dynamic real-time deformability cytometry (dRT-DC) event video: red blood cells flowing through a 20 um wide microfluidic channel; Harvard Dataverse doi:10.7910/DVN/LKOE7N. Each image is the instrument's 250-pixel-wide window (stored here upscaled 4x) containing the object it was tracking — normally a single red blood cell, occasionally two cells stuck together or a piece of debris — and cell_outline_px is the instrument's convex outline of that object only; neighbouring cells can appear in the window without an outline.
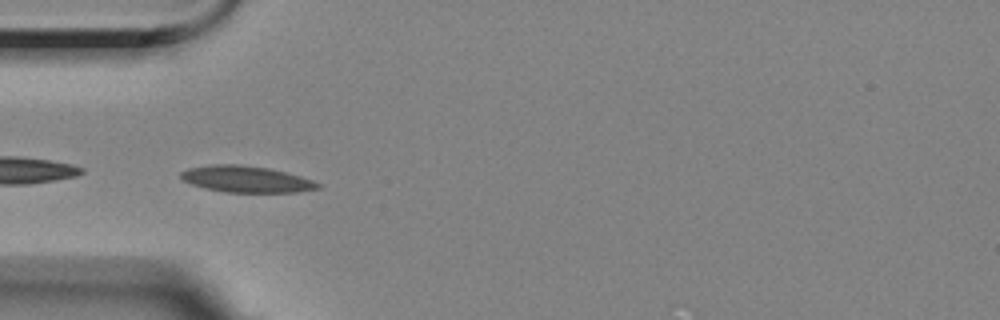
{"species": "Egyptian fruit bat (a non-hibernating species)", "species_latin": "Rousettus aegyptiacus", "temperature_condition": "room temperature", "stored_images_in_passage": 41, "camera_frame_rate_fps": 3000, "um_per_image_px": 0.085, "animal": {"sex": "female"}, "frame": {"image": 1, "passage_image": 1, "time_ms": 0.0, "image_size_px": [1000, 320], "cell_outline_px": [[320, 188], [296, 192], [224, 192], [204, 188], [180, 180], [180, 172], [188, 168], [212, 164], [236, 164], [268, 168], [300, 176], [312, 180], [320, 184]], "centroid_in_image_um": [20.87, 15.23], "position_along_channel_um": 64.1, "area_um2": 21.04}}
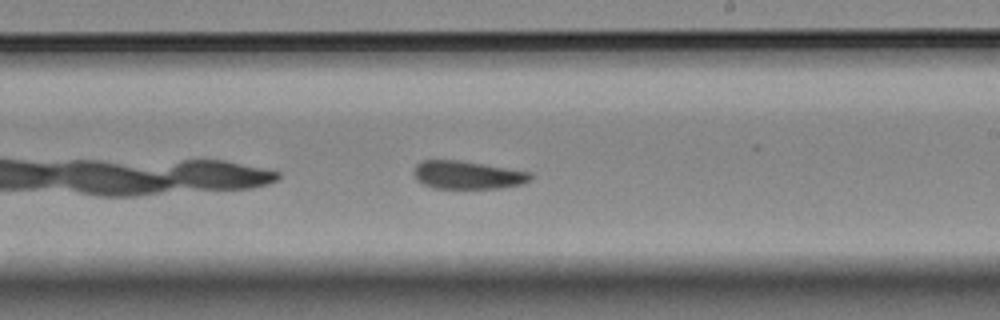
{"frame": {"image": 2, "passage_image": 17, "time_ms": 5.333, "image_size_px": [1000, 320], "cell_outline_px": [[532, 180], [520, 184], [500, 188], [432, 188], [416, 180], [412, 172], [416, 164], [420, 160], [460, 160], [528, 172], [532, 176]], "centroid_in_image_um": [39.66, 14.87], "position_along_channel_um": 249.3, "area_um2": 19.02}}
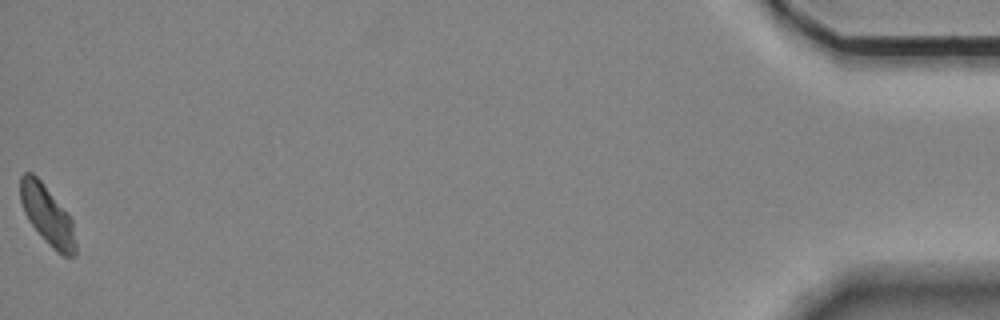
{"frame": {"image": 3, "passage_image": 41, "time_ms": 13.333, "image_size_px": [1000, 320], "cell_outline_px": [[76, 256], [64, 256], [56, 252], [52, 248], [28, 220], [24, 212], [20, 200], [20, 176], [24, 172], [32, 172], [40, 180], [72, 220], [76, 244]], "centroid_in_image_um": [4.01, 18.3], "position_along_channel_um": 431.2, "area_um2": 18.79}, "authors_computed_cell_mechanics": {"area_um2": 19.4208, "velocity_mm_per_s": 3.4831, "shape_relaxation_time_tau1_ms": 7.4067, "shape_relaxation_time_tau2_ms": 5.4822, "deformation_change_tau1": 0.1501, "deformation_change_tau2": 0.1061}}